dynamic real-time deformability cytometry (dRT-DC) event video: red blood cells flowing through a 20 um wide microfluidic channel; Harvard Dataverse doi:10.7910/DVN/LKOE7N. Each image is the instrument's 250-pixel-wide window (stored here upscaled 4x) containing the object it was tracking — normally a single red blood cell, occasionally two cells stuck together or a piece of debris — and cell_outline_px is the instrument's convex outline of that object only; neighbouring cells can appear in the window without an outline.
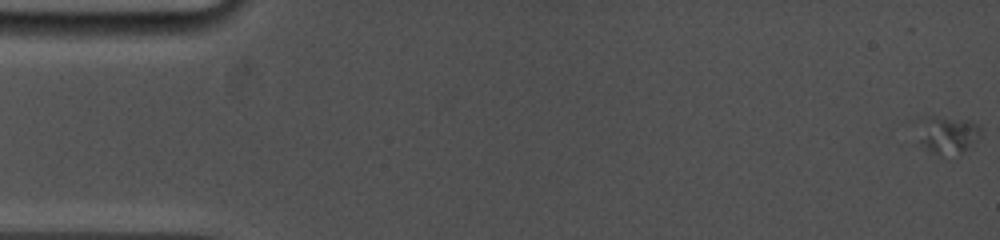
{"species": "common noctule bat (a hibernating species)", "species_latin": "Nyctalus noctula", "temperature_condition": "cold", "stored_images_in_passage": 35, "camera_frame_rate_fps": 5000, "um_per_image_px": 0.085, "animal": {"sex": "female", "body_mass_g": 19.0, "forearm_length_mm": 53.3}, "frame": {"image": 1, "passage_image": 1, "time_ms": 0.0, "image_size_px": [1000, 240], "cell_outline_px": [[980, 132], [976, 140], [972, 144], [960, 152], [940, 156], [936, 156], [920, 140], [928, 116], [936, 116], [968, 120], [980, 124]], "centroid_in_image_um": [80.66, 11.46], "position_along_channel_um": 4.3, "area_um2": 12.77}}
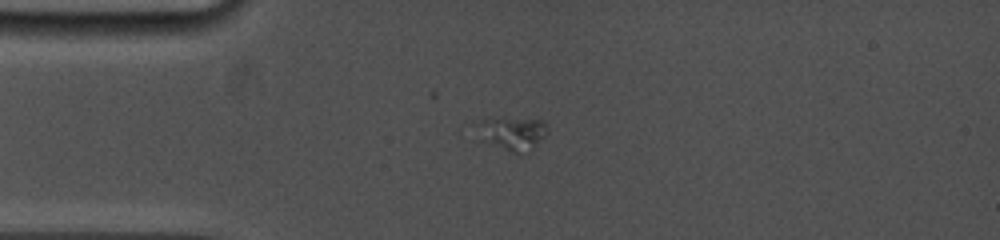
{"frame": {"image": 2, "passage_image": 25, "time_ms": 4.4, "image_size_px": [1000, 240], "cell_outline_px": [[548, 128], [544, 136], [536, 144], [520, 156], [480, 140], [476, 120], [544, 120]], "centroid_in_image_um": [43.53, 11.39], "position_along_channel_um": 41.5, "area_um2": 13.24}}
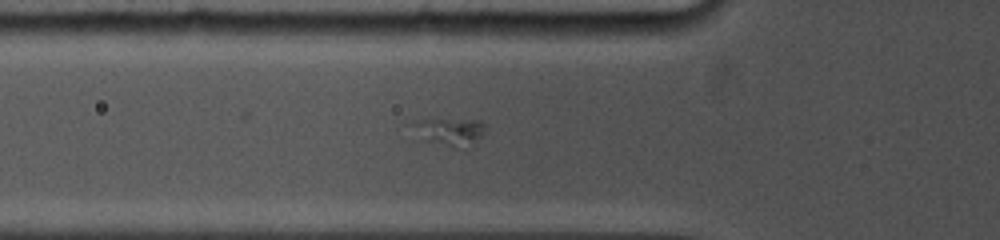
{"frame": {"image": 3, "passage_image": 35, "time_ms": 6.2, "image_size_px": [1000, 240], "cell_outline_px": [[484, 132], [480, 136], [456, 148], [452, 148], [416, 140], [416, 120], [480, 120], [484, 124]], "centroid_in_image_um": [38.14, 11.21], "position_along_channel_um": 87.7, "area_um2": 11.21}}